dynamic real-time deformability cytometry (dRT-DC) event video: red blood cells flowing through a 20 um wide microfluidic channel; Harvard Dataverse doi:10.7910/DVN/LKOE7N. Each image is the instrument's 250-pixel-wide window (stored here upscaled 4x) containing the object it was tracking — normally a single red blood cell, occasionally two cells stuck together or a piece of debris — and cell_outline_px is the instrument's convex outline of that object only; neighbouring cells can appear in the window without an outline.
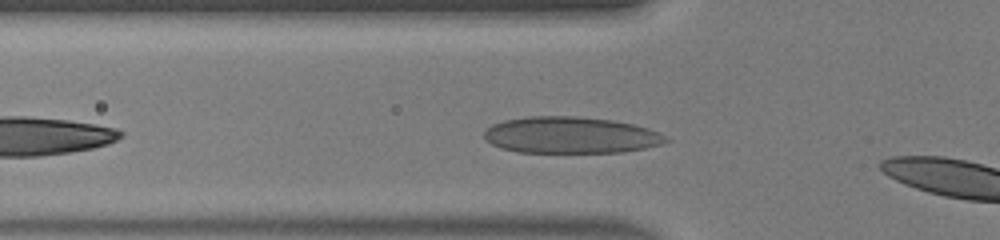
{"species": "human", "species_latin": "Homo sapiens", "temperature_condition": "warm", "stored_images_in_passage": 10, "camera_frame_rate_fps": 3000, "um_per_image_px": 0.085, "donor": {"sex": "male"}, "frame": {"image": 1, "passage_image": 2, "time_ms": 0.333, "image_size_px": [1000, 240], "cell_outline_px": [[672, 140], [664, 144], [624, 152], [516, 152], [500, 148], [484, 140], [484, 132], [492, 124], [504, 120], [528, 116], [576, 116], [612, 120], [632, 124], [648, 128], [660, 132], [668, 136]], "centroid_in_image_um": [48.53, 11.48], "position_along_channel_um": 77.3, "area_um2": 39.02}}
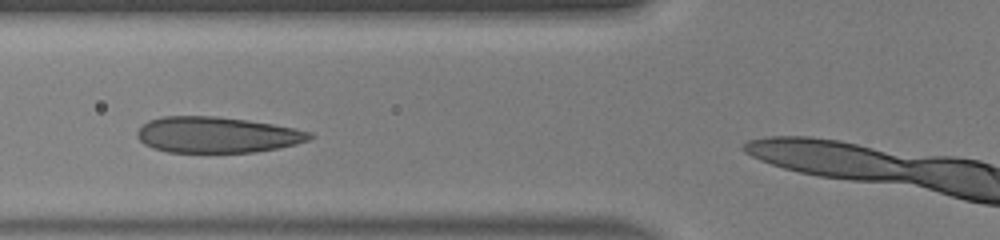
{"frame": {"image": 2, "passage_image": 4, "time_ms": 1.0, "image_size_px": [1000, 240], "cell_outline_px": [[316, 136], [308, 140], [296, 144], [256, 152], [168, 152], [144, 144], [136, 136], [136, 132], [148, 120], [160, 116], [216, 116], [248, 120], [296, 128], [312, 132]], "centroid_in_image_um": [18.46, 11.45], "position_along_channel_um": 107.3, "area_um2": 36.18}}
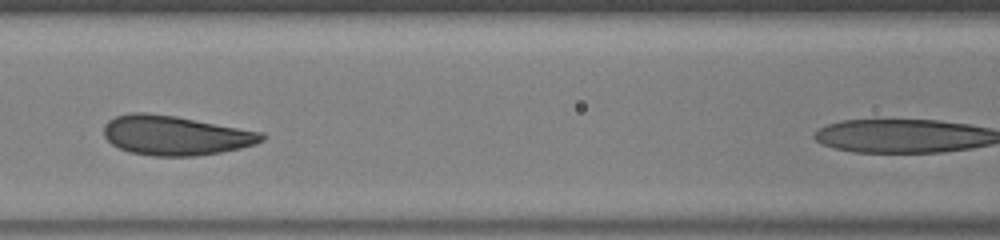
{"frame": {"image": 3, "passage_image": 7, "time_ms": 2.0, "image_size_px": [1000, 240], "cell_outline_px": [[268, 136], [264, 140], [256, 144], [240, 148], [220, 152], [196, 156], [152, 156], [128, 152], [112, 144], [104, 136], [104, 124], [108, 120], [116, 116], [132, 112], [144, 112], [176, 116], [264, 132]], "centroid_in_image_um": [14.93, 11.51], "position_along_channel_um": 151.7, "area_um2": 36.65}}